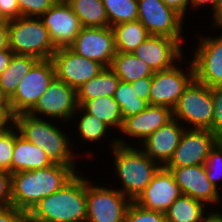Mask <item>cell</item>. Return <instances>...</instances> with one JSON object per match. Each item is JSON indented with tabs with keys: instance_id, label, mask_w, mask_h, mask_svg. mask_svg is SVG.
<instances>
[{
	"instance_id": "obj_1",
	"label": "cell",
	"mask_w": 222,
	"mask_h": 222,
	"mask_svg": "<svg viewBox=\"0 0 222 222\" xmlns=\"http://www.w3.org/2000/svg\"><path fill=\"white\" fill-rule=\"evenodd\" d=\"M14 125L21 136L42 148L53 164L77 166L85 157L89 160H94L95 156L93 155L96 153L92 151V148L89 149L90 146L86 149V153L82 147L85 148L87 146H83V144L79 145L82 152L81 150L77 153L75 152L70 136L71 130L68 128L70 124H62L59 121L36 118L28 113H21L14 116ZM84 154L87 155L85 156ZM81 157L82 159H80Z\"/></svg>"
},
{
	"instance_id": "obj_2",
	"label": "cell",
	"mask_w": 222,
	"mask_h": 222,
	"mask_svg": "<svg viewBox=\"0 0 222 222\" xmlns=\"http://www.w3.org/2000/svg\"><path fill=\"white\" fill-rule=\"evenodd\" d=\"M81 170L75 165L52 164L43 169L11 174L12 205L27 214L40 200L61 189Z\"/></svg>"
},
{
	"instance_id": "obj_3",
	"label": "cell",
	"mask_w": 222,
	"mask_h": 222,
	"mask_svg": "<svg viewBox=\"0 0 222 222\" xmlns=\"http://www.w3.org/2000/svg\"><path fill=\"white\" fill-rule=\"evenodd\" d=\"M86 171L78 172L61 189L40 200L26 222H86Z\"/></svg>"
},
{
	"instance_id": "obj_4",
	"label": "cell",
	"mask_w": 222,
	"mask_h": 222,
	"mask_svg": "<svg viewBox=\"0 0 222 222\" xmlns=\"http://www.w3.org/2000/svg\"><path fill=\"white\" fill-rule=\"evenodd\" d=\"M113 179L120 183L118 189L131 201H135L151 179L162 167L146 156L139 146L116 145L109 151ZM116 176V178H114Z\"/></svg>"
},
{
	"instance_id": "obj_5",
	"label": "cell",
	"mask_w": 222,
	"mask_h": 222,
	"mask_svg": "<svg viewBox=\"0 0 222 222\" xmlns=\"http://www.w3.org/2000/svg\"><path fill=\"white\" fill-rule=\"evenodd\" d=\"M9 49L14 54L48 60L57 50L40 17L22 16L7 24Z\"/></svg>"
},
{
	"instance_id": "obj_6",
	"label": "cell",
	"mask_w": 222,
	"mask_h": 222,
	"mask_svg": "<svg viewBox=\"0 0 222 222\" xmlns=\"http://www.w3.org/2000/svg\"><path fill=\"white\" fill-rule=\"evenodd\" d=\"M214 103L211 88L195 79L172 110L173 118L188 129L212 128Z\"/></svg>"
},
{
	"instance_id": "obj_7",
	"label": "cell",
	"mask_w": 222,
	"mask_h": 222,
	"mask_svg": "<svg viewBox=\"0 0 222 222\" xmlns=\"http://www.w3.org/2000/svg\"><path fill=\"white\" fill-rule=\"evenodd\" d=\"M91 179L86 174V222H123L132 201L112 186L113 182L108 186L106 181L103 185Z\"/></svg>"
},
{
	"instance_id": "obj_8",
	"label": "cell",
	"mask_w": 222,
	"mask_h": 222,
	"mask_svg": "<svg viewBox=\"0 0 222 222\" xmlns=\"http://www.w3.org/2000/svg\"><path fill=\"white\" fill-rule=\"evenodd\" d=\"M194 79L193 64L186 56L174 67L154 72L149 105L165 106L173 110L184 90Z\"/></svg>"
},
{
	"instance_id": "obj_9",
	"label": "cell",
	"mask_w": 222,
	"mask_h": 222,
	"mask_svg": "<svg viewBox=\"0 0 222 222\" xmlns=\"http://www.w3.org/2000/svg\"><path fill=\"white\" fill-rule=\"evenodd\" d=\"M137 2L138 20L150 35L176 39L184 46L188 41L184 37L187 21L180 13L168 7L162 0H137Z\"/></svg>"
},
{
	"instance_id": "obj_10",
	"label": "cell",
	"mask_w": 222,
	"mask_h": 222,
	"mask_svg": "<svg viewBox=\"0 0 222 222\" xmlns=\"http://www.w3.org/2000/svg\"><path fill=\"white\" fill-rule=\"evenodd\" d=\"M55 78L52 60H39L29 73L21 79L15 93L8 99L12 115L28 113Z\"/></svg>"
},
{
	"instance_id": "obj_11",
	"label": "cell",
	"mask_w": 222,
	"mask_h": 222,
	"mask_svg": "<svg viewBox=\"0 0 222 222\" xmlns=\"http://www.w3.org/2000/svg\"><path fill=\"white\" fill-rule=\"evenodd\" d=\"M221 33V34H220ZM208 32V36L197 34V47H191L194 50L190 60L194 68L195 80L212 87L222 86V31L219 35ZM193 56V57H192Z\"/></svg>"
},
{
	"instance_id": "obj_12",
	"label": "cell",
	"mask_w": 222,
	"mask_h": 222,
	"mask_svg": "<svg viewBox=\"0 0 222 222\" xmlns=\"http://www.w3.org/2000/svg\"><path fill=\"white\" fill-rule=\"evenodd\" d=\"M77 109L76 89L55 78L28 114L69 124Z\"/></svg>"
},
{
	"instance_id": "obj_13",
	"label": "cell",
	"mask_w": 222,
	"mask_h": 222,
	"mask_svg": "<svg viewBox=\"0 0 222 222\" xmlns=\"http://www.w3.org/2000/svg\"><path fill=\"white\" fill-rule=\"evenodd\" d=\"M172 118V109L165 106L148 105L139 114L131 115L123 119V124L119 131L120 134H117V136H119L116 137L117 144L123 146H139L153 132L165 125Z\"/></svg>"
},
{
	"instance_id": "obj_14",
	"label": "cell",
	"mask_w": 222,
	"mask_h": 222,
	"mask_svg": "<svg viewBox=\"0 0 222 222\" xmlns=\"http://www.w3.org/2000/svg\"><path fill=\"white\" fill-rule=\"evenodd\" d=\"M221 139L208 129L183 131L179 145L164 167L204 165L210 151Z\"/></svg>"
},
{
	"instance_id": "obj_15",
	"label": "cell",
	"mask_w": 222,
	"mask_h": 222,
	"mask_svg": "<svg viewBox=\"0 0 222 222\" xmlns=\"http://www.w3.org/2000/svg\"><path fill=\"white\" fill-rule=\"evenodd\" d=\"M51 60L54 64L56 79L76 90L105 69L102 64L82 57L70 47L58 48Z\"/></svg>"
},
{
	"instance_id": "obj_16",
	"label": "cell",
	"mask_w": 222,
	"mask_h": 222,
	"mask_svg": "<svg viewBox=\"0 0 222 222\" xmlns=\"http://www.w3.org/2000/svg\"><path fill=\"white\" fill-rule=\"evenodd\" d=\"M70 48L87 59L110 67L117 53L112 27H83Z\"/></svg>"
},
{
	"instance_id": "obj_17",
	"label": "cell",
	"mask_w": 222,
	"mask_h": 222,
	"mask_svg": "<svg viewBox=\"0 0 222 222\" xmlns=\"http://www.w3.org/2000/svg\"><path fill=\"white\" fill-rule=\"evenodd\" d=\"M183 45L176 39L150 35L132 54L146 63L154 72L168 70L186 55Z\"/></svg>"
},
{
	"instance_id": "obj_18",
	"label": "cell",
	"mask_w": 222,
	"mask_h": 222,
	"mask_svg": "<svg viewBox=\"0 0 222 222\" xmlns=\"http://www.w3.org/2000/svg\"><path fill=\"white\" fill-rule=\"evenodd\" d=\"M165 168L173 174L182 194L202 202L210 209L217 208L220 192L208 179L205 165Z\"/></svg>"
},
{
	"instance_id": "obj_19",
	"label": "cell",
	"mask_w": 222,
	"mask_h": 222,
	"mask_svg": "<svg viewBox=\"0 0 222 222\" xmlns=\"http://www.w3.org/2000/svg\"><path fill=\"white\" fill-rule=\"evenodd\" d=\"M40 19L56 49L70 47L83 28L68 3L56 2Z\"/></svg>"
},
{
	"instance_id": "obj_20",
	"label": "cell",
	"mask_w": 222,
	"mask_h": 222,
	"mask_svg": "<svg viewBox=\"0 0 222 222\" xmlns=\"http://www.w3.org/2000/svg\"><path fill=\"white\" fill-rule=\"evenodd\" d=\"M181 194L173 174L162 166L134 202L144 209L165 214Z\"/></svg>"
},
{
	"instance_id": "obj_21",
	"label": "cell",
	"mask_w": 222,
	"mask_h": 222,
	"mask_svg": "<svg viewBox=\"0 0 222 222\" xmlns=\"http://www.w3.org/2000/svg\"><path fill=\"white\" fill-rule=\"evenodd\" d=\"M184 130L185 127L177 119L172 118L146 138L139 147L147 157L165 166L179 145Z\"/></svg>"
},
{
	"instance_id": "obj_22",
	"label": "cell",
	"mask_w": 222,
	"mask_h": 222,
	"mask_svg": "<svg viewBox=\"0 0 222 222\" xmlns=\"http://www.w3.org/2000/svg\"><path fill=\"white\" fill-rule=\"evenodd\" d=\"M70 123L73 125V126L71 125L70 130L73 129L72 127H75L73 129L74 131L73 132L70 131V133H71L72 144L75 145L73 146V148L76 152L78 151L77 150L78 148H76V146L78 147L77 144L79 143L81 145L82 141H83L82 142L83 144L84 142L86 145H91L94 143L96 146H99L98 145L99 143L100 145H102V143H109V145L108 144L106 145L109 151L114 146L117 145V138H116L117 135H115L114 132L107 125H105L102 121L98 120L95 116L90 115L87 112H85L80 106H78L77 111L72 116L69 124ZM112 136H116V137L113 138ZM105 140L106 141L110 140V141L106 142Z\"/></svg>"
},
{
	"instance_id": "obj_23",
	"label": "cell",
	"mask_w": 222,
	"mask_h": 222,
	"mask_svg": "<svg viewBox=\"0 0 222 222\" xmlns=\"http://www.w3.org/2000/svg\"><path fill=\"white\" fill-rule=\"evenodd\" d=\"M53 163L45 151L19 134L15 127V146L12 154L11 174L50 167Z\"/></svg>"
},
{
	"instance_id": "obj_24",
	"label": "cell",
	"mask_w": 222,
	"mask_h": 222,
	"mask_svg": "<svg viewBox=\"0 0 222 222\" xmlns=\"http://www.w3.org/2000/svg\"><path fill=\"white\" fill-rule=\"evenodd\" d=\"M119 83V77L109 67L105 68L76 90L78 106L88 100L114 96Z\"/></svg>"
},
{
	"instance_id": "obj_25",
	"label": "cell",
	"mask_w": 222,
	"mask_h": 222,
	"mask_svg": "<svg viewBox=\"0 0 222 222\" xmlns=\"http://www.w3.org/2000/svg\"><path fill=\"white\" fill-rule=\"evenodd\" d=\"M80 107L90 115L107 125L115 135L119 134L123 124L120 106L113 96H104L83 102Z\"/></svg>"
},
{
	"instance_id": "obj_26",
	"label": "cell",
	"mask_w": 222,
	"mask_h": 222,
	"mask_svg": "<svg viewBox=\"0 0 222 222\" xmlns=\"http://www.w3.org/2000/svg\"><path fill=\"white\" fill-rule=\"evenodd\" d=\"M120 81L132 83L139 79L152 77L154 71L132 53L117 52L109 67Z\"/></svg>"
},
{
	"instance_id": "obj_27",
	"label": "cell",
	"mask_w": 222,
	"mask_h": 222,
	"mask_svg": "<svg viewBox=\"0 0 222 222\" xmlns=\"http://www.w3.org/2000/svg\"><path fill=\"white\" fill-rule=\"evenodd\" d=\"M38 61L39 59L32 56L13 55L9 66L0 75V89L7 100L15 93L21 79L29 73Z\"/></svg>"
},
{
	"instance_id": "obj_28",
	"label": "cell",
	"mask_w": 222,
	"mask_h": 222,
	"mask_svg": "<svg viewBox=\"0 0 222 222\" xmlns=\"http://www.w3.org/2000/svg\"><path fill=\"white\" fill-rule=\"evenodd\" d=\"M209 209L202 202L181 194L166 211V222H200Z\"/></svg>"
},
{
	"instance_id": "obj_29",
	"label": "cell",
	"mask_w": 222,
	"mask_h": 222,
	"mask_svg": "<svg viewBox=\"0 0 222 222\" xmlns=\"http://www.w3.org/2000/svg\"><path fill=\"white\" fill-rule=\"evenodd\" d=\"M112 29L117 52L133 53L150 36L139 20L121 23Z\"/></svg>"
},
{
	"instance_id": "obj_30",
	"label": "cell",
	"mask_w": 222,
	"mask_h": 222,
	"mask_svg": "<svg viewBox=\"0 0 222 222\" xmlns=\"http://www.w3.org/2000/svg\"><path fill=\"white\" fill-rule=\"evenodd\" d=\"M68 4L82 27H108V17L102 0H70Z\"/></svg>"
},
{
	"instance_id": "obj_31",
	"label": "cell",
	"mask_w": 222,
	"mask_h": 222,
	"mask_svg": "<svg viewBox=\"0 0 222 222\" xmlns=\"http://www.w3.org/2000/svg\"><path fill=\"white\" fill-rule=\"evenodd\" d=\"M108 17V26L138 20L137 0H102Z\"/></svg>"
},
{
	"instance_id": "obj_32",
	"label": "cell",
	"mask_w": 222,
	"mask_h": 222,
	"mask_svg": "<svg viewBox=\"0 0 222 222\" xmlns=\"http://www.w3.org/2000/svg\"><path fill=\"white\" fill-rule=\"evenodd\" d=\"M113 97L120 106L123 119L139 114L148 106L146 101L137 97L135 90L128 82L120 81Z\"/></svg>"
},
{
	"instance_id": "obj_33",
	"label": "cell",
	"mask_w": 222,
	"mask_h": 222,
	"mask_svg": "<svg viewBox=\"0 0 222 222\" xmlns=\"http://www.w3.org/2000/svg\"><path fill=\"white\" fill-rule=\"evenodd\" d=\"M205 168L210 182L221 192L222 190V140L210 151Z\"/></svg>"
},
{
	"instance_id": "obj_34",
	"label": "cell",
	"mask_w": 222,
	"mask_h": 222,
	"mask_svg": "<svg viewBox=\"0 0 222 222\" xmlns=\"http://www.w3.org/2000/svg\"><path fill=\"white\" fill-rule=\"evenodd\" d=\"M15 146V125L0 128V170L11 173L12 154Z\"/></svg>"
},
{
	"instance_id": "obj_35",
	"label": "cell",
	"mask_w": 222,
	"mask_h": 222,
	"mask_svg": "<svg viewBox=\"0 0 222 222\" xmlns=\"http://www.w3.org/2000/svg\"><path fill=\"white\" fill-rule=\"evenodd\" d=\"M123 222H166L164 213L147 210L132 201Z\"/></svg>"
},
{
	"instance_id": "obj_36",
	"label": "cell",
	"mask_w": 222,
	"mask_h": 222,
	"mask_svg": "<svg viewBox=\"0 0 222 222\" xmlns=\"http://www.w3.org/2000/svg\"><path fill=\"white\" fill-rule=\"evenodd\" d=\"M21 16L41 17L56 2L55 0H17Z\"/></svg>"
},
{
	"instance_id": "obj_37",
	"label": "cell",
	"mask_w": 222,
	"mask_h": 222,
	"mask_svg": "<svg viewBox=\"0 0 222 222\" xmlns=\"http://www.w3.org/2000/svg\"><path fill=\"white\" fill-rule=\"evenodd\" d=\"M211 95L214 103L211 132L222 140V86L212 87Z\"/></svg>"
},
{
	"instance_id": "obj_38",
	"label": "cell",
	"mask_w": 222,
	"mask_h": 222,
	"mask_svg": "<svg viewBox=\"0 0 222 222\" xmlns=\"http://www.w3.org/2000/svg\"><path fill=\"white\" fill-rule=\"evenodd\" d=\"M12 205V177L8 171L0 170V206Z\"/></svg>"
},
{
	"instance_id": "obj_39",
	"label": "cell",
	"mask_w": 222,
	"mask_h": 222,
	"mask_svg": "<svg viewBox=\"0 0 222 222\" xmlns=\"http://www.w3.org/2000/svg\"><path fill=\"white\" fill-rule=\"evenodd\" d=\"M0 14L6 22L22 17L17 0H0Z\"/></svg>"
},
{
	"instance_id": "obj_40",
	"label": "cell",
	"mask_w": 222,
	"mask_h": 222,
	"mask_svg": "<svg viewBox=\"0 0 222 222\" xmlns=\"http://www.w3.org/2000/svg\"><path fill=\"white\" fill-rule=\"evenodd\" d=\"M0 222H26V214L13 205L0 206Z\"/></svg>"
},
{
	"instance_id": "obj_41",
	"label": "cell",
	"mask_w": 222,
	"mask_h": 222,
	"mask_svg": "<svg viewBox=\"0 0 222 222\" xmlns=\"http://www.w3.org/2000/svg\"><path fill=\"white\" fill-rule=\"evenodd\" d=\"M152 77H146L130 83L137 97L146 101L149 105Z\"/></svg>"
},
{
	"instance_id": "obj_42",
	"label": "cell",
	"mask_w": 222,
	"mask_h": 222,
	"mask_svg": "<svg viewBox=\"0 0 222 222\" xmlns=\"http://www.w3.org/2000/svg\"><path fill=\"white\" fill-rule=\"evenodd\" d=\"M168 7L176 10L178 13H180L185 19L190 18L191 14L190 12V0H162ZM189 11V12H188ZM189 14V15H187Z\"/></svg>"
},
{
	"instance_id": "obj_43",
	"label": "cell",
	"mask_w": 222,
	"mask_h": 222,
	"mask_svg": "<svg viewBox=\"0 0 222 222\" xmlns=\"http://www.w3.org/2000/svg\"><path fill=\"white\" fill-rule=\"evenodd\" d=\"M219 2L220 0H190V10L199 13L198 12L199 10L210 9L211 10L210 13L213 15L218 8Z\"/></svg>"
},
{
	"instance_id": "obj_44",
	"label": "cell",
	"mask_w": 222,
	"mask_h": 222,
	"mask_svg": "<svg viewBox=\"0 0 222 222\" xmlns=\"http://www.w3.org/2000/svg\"><path fill=\"white\" fill-rule=\"evenodd\" d=\"M14 124V116L12 115L8 103H0V128L10 127Z\"/></svg>"
},
{
	"instance_id": "obj_45",
	"label": "cell",
	"mask_w": 222,
	"mask_h": 222,
	"mask_svg": "<svg viewBox=\"0 0 222 222\" xmlns=\"http://www.w3.org/2000/svg\"><path fill=\"white\" fill-rule=\"evenodd\" d=\"M209 21L211 22L209 24V25H211L210 26V31H211L212 28H213L212 31L214 33H215L216 30H217L216 33H218V31H221V29H222V0H220L216 12L212 15V17Z\"/></svg>"
},
{
	"instance_id": "obj_46",
	"label": "cell",
	"mask_w": 222,
	"mask_h": 222,
	"mask_svg": "<svg viewBox=\"0 0 222 222\" xmlns=\"http://www.w3.org/2000/svg\"><path fill=\"white\" fill-rule=\"evenodd\" d=\"M13 55L14 53L9 48L7 50L0 51V75L9 66L10 60L13 57Z\"/></svg>"
},
{
	"instance_id": "obj_47",
	"label": "cell",
	"mask_w": 222,
	"mask_h": 222,
	"mask_svg": "<svg viewBox=\"0 0 222 222\" xmlns=\"http://www.w3.org/2000/svg\"><path fill=\"white\" fill-rule=\"evenodd\" d=\"M200 222H222V212L217 209H209Z\"/></svg>"
},
{
	"instance_id": "obj_48",
	"label": "cell",
	"mask_w": 222,
	"mask_h": 222,
	"mask_svg": "<svg viewBox=\"0 0 222 222\" xmlns=\"http://www.w3.org/2000/svg\"><path fill=\"white\" fill-rule=\"evenodd\" d=\"M9 48V37L7 25H0V51Z\"/></svg>"
},
{
	"instance_id": "obj_49",
	"label": "cell",
	"mask_w": 222,
	"mask_h": 222,
	"mask_svg": "<svg viewBox=\"0 0 222 222\" xmlns=\"http://www.w3.org/2000/svg\"><path fill=\"white\" fill-rule=\"evenodd\" d=\"M0 103H8V100L2 94L1 89H0Z\"/></svg>"
},
{
	"instance_id": "obj_50",
	"label": "cell",
	"mask_w": 222,
	"mask_h": 222,
	"mask_svg": "<svg viewBox=\"0 0 222 222\" xmlns=\"http://www.w3.org/2000/svg\"><path fill=\"white\" fill-rule=\"evenodd\" d=\"M221 204H222V192H220V200H219L218 207L216 208L220 212H222V206H220Z\"/></svg>"
},
{
	"instance_id": "obj_51",
	"label": "cell",
	"mask_w": 222,
	"mask_h": 222,
	"mask_svg": "<svg viewBox=\"0 0 222 222\" xmlns=\"http://www.w3.org/2000/svg\"><path fill=\"white\" fill-rule=\"evenodd\" d=\"M7 24H8V22H6L0 14V25H7Z\"/></svg>"
},
{
	"instance_id": "obj_52",
	"label": "cell",
	"mask_w": 222,
	"mask_h": 222,
	"mask_svg": "<svg viewBox=\"0 0 222 222\" xmlns=\"http://www.w3.org/2000/svg\"><path fill=\"white\" fill-rule=\"evenodd\" d=\"M70 0H55V2H63V3H68Z\"/></svg>"
}]
</instances>
